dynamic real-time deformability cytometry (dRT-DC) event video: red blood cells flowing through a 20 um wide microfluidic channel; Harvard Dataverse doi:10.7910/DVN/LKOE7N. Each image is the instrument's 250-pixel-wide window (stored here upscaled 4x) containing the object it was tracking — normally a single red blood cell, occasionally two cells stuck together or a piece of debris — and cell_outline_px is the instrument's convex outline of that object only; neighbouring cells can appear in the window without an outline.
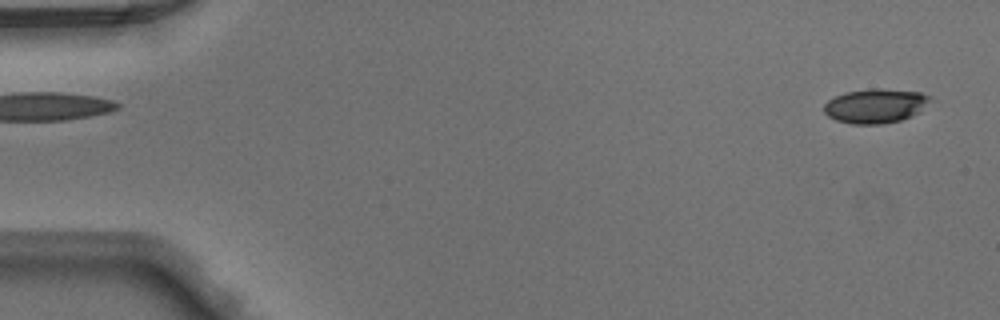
{"species": "Egyptian fruit bat (a non-hibernating species)", "species_latin": "Rousettus aegyptiacus", "temperature_condition": "warm", "stored_images_in_passage": 48, "camera_frame_rate_fps": 3000, "um_per_image_px": 0.085, "animal": {"sex": "male"}, "frame": {"image": 1, "passage_image": 2, "time_ms": 0.333, "image_size_px": [1000, 320], "cell_outline_px": [[932, 100], [920, 112], [912, 116], [900, 120], [884, 124], [852, 124], [836, 120], [828, 116], [824, 112], [824, 104], [828, 100], [836, 96], [848, 92], [872, 88], [876, 88], [920, 92], [932, 96]], "centroid_in_image_um": [74.45, 9.0], "position_along_channel_um": 10.6, "area_um2": 21.33}}
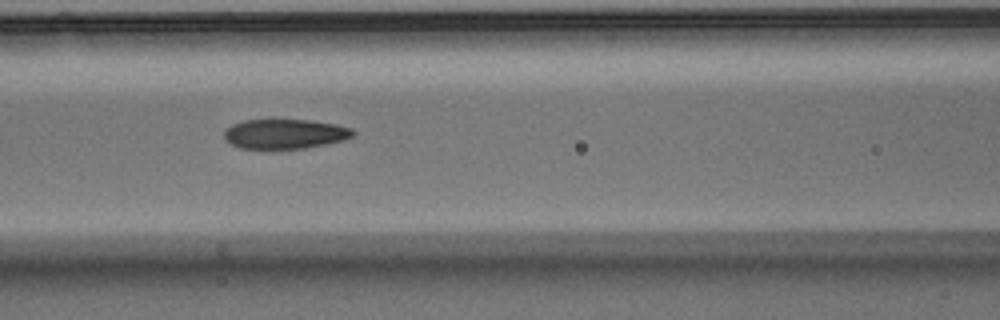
{"frame": {"image": 2, "passage_image": 21, "time_ms": 6.667, "image_size_px": [1000, 320], "cell_outline_px": [[356, 132], [352, 136], [344, 140], [304, 148], [240, 148], [224, 140], [224, 132], [232, 124], [244, 120], [312, 120], [336, 124], [352, 128]], "centroid_in_image_um": [24.23, 11.37], "position_along_channel_um": 142.4, "area_um2": 22.14}}
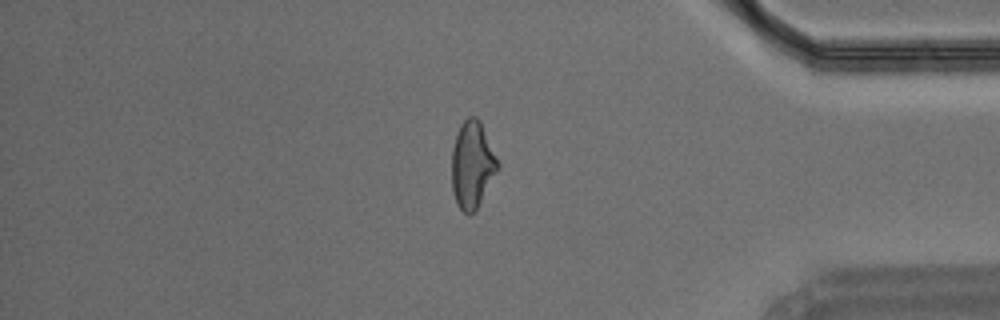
{"frame": {"image": 3, "passage_image": 41, "time_ms": 13.333, "image_size_px": [1000, 320], "cell_outline_px": [[500, 164], [496, 172], [476, 208], [468, 216], [456, 204], [452, 188], [452, 148], [460, 124], [468, 116], [476, 116], [480, 120]], "centroid_in_image_um": [40.12, 13.97], "position_along_channel_um": 395.1, "area_um2": 23.0}}